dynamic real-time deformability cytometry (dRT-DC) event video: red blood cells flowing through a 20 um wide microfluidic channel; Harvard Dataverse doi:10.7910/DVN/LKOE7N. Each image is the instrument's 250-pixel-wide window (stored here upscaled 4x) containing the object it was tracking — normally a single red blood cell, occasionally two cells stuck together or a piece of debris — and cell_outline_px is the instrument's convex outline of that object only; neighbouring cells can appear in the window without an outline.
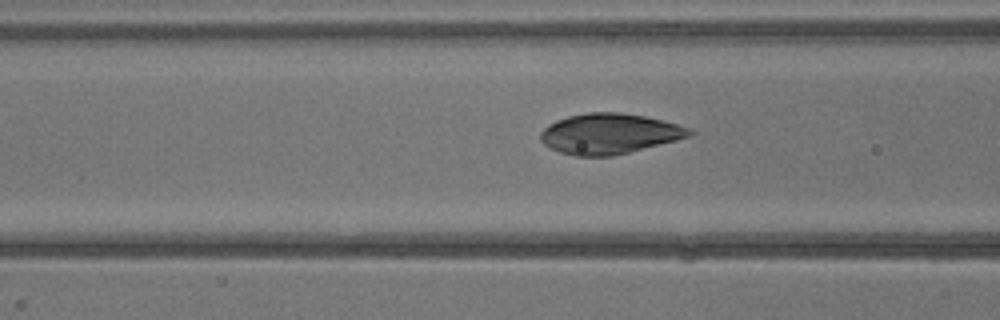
{"species": "common noctule bat (a hibernating species)", "species_latin": "Nyctalus noctula", "temperature_condition": "warm", "stored_images_in_passage": 4, "camera_frame_rate_fps": 3000, "um_per_image_px": 0.085, "animal": {"sex": "male", "body_mass_g": 13.3}, "frame": {"image": 1, "passage_image": 4, "time_ms": 3.667, "image_size_px": [1000, 320], "cell_outline_px": [[696, 132], [692, 136], [612, 156], [576, 156], [560, 152], [544, 144], [540, 140], [540, 132], [548, 124], [556, 120], [568, 116], [588, 112], [620, 112], [644, 116], [692, 128]], "centroid_in_image_um": [51.79, 11.36], "position_along_channel_um": 114.8, "area_um2": 34.97}}